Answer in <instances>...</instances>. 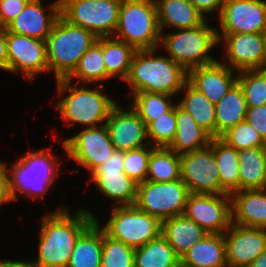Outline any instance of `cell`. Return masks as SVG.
Returning <instances> with one entry per match:
<instances>
[{
  "mask_svg": "<svg viewBox=\"0 0 266 267\" xmlns=\"http://www.w3.org/2000/svg\"><path fill=\"white\" fill-rule=\"evenodd\" d=\"M4 168V162H0V171Z\"/></svg>",
  "mask_w": 266,
  "mask_h": 267,
  "instance_id": "cell-51",
  "label": "cell"
},
{
  "mask_svg": "<svg viewBox=\"0 0 266 267\" xmlns=\"http://www.w3.org/2000/svg\"><path fill=\"white\" fill-rule=\"evenodd\" d=\"M218 20L221 34L266 33V1L225 0Z\"/></svg>",
  "mask_w": 266,
  "mask_h": 267,
  "instance_id": "cell-16",
  "label": "cell"
},
{
  "mask_svg": "<svg viewBox=\"0 0 266 267\" xmlns=\"http://www.w3.org/2000/svg\"><path fill=\"white\" fill-rule=\"evenodd\" d=\"M218 40L225 41L224 48L230 69L238 72L261 69L266 52V33L221 34L220 36L218 33Z\"/></svg>",
  "mask_w": 266,
  "mask_h": 267,
  "instance_id": "cell-17",
  "label": "cell"
},
{
  "mask_svg": "<svg viewBox=\"0 0 266 267\" xmlns=\"http://www.w3.org/2000/svg\"><path fill=\"white\" fill-rule=\"evenodd\" d=\"M134 102L129 103L148 126L160 116L169 112L175 104H171L172 96L164 93L138 92L132 94Z\"/></svg>",
  "mask_w": 266,
  "mask_h": 267,
  "instance_id": "cell-36",
  "label": "cell"
},
{
  "mask_svg": "<svg viewBox=\"0 0 266 267\" xmlns=\"http://www.w3.org/2000/svg\"><path fill=\"white\" fill-rule=\"evenodd\" d=\"M102 229L108 236L136 249L161 234L162 222L135 205L116 206Z\"/></svg>",
  "mask_w": 266,
  "mask_h": 267,
  "instance_id": "cell-9",
  "label": "cell"
},
{
  "mask_svg": "<svg viewBox=\"0 0 266 267\" xmlns=\"http://www.w3.org/2000/svg\"><path fill=\"white\" fill-rule=\"evenodd\" d=\"M56 81L58 95L65 93L68 89L70 92L57 104L62 120L70 122L69 124L73 122L82 124L86 126L85 128L98 127L99 123L107 121L111 110L117 104L107 95H103L99 89L70 87L71 81L66 78Z\"/></svg>",
  "mask_w": 266,
  "mask_h": 267,
  "instance_id": "cell-6",
  "label": "cell"
},
{
  "mask_svg": "<svg viewBox=\"0 0 266 267\" xmlns=\"http://www.w3.org/2000/svg\"><path fill=\"white\" fill-rule=\"evenodd\" d=\"M247 121L266 141V104L247 108Z\"/></svg>",
  "mask_w": 266,
  "mask_h": 267,
  "instance_id": "cell-43",
  "label": "cell"
},
{
  "mask_svg": "<svg viewBox=\"0 0 266 267\" xmlns=\"http://www.w3.org/2000/svg\"><path fill=\"white\" fill-rule=\"evenodd\" d=\"M129 111H123L116 104L104 123L109 131L111 142L116 150L129 151L143 146L147 137V126L136 111L130 107Z\"/></svg>",
  "mask_w": 266,
  "mask_h": 267,
  "instance_id": "cell-19",
  "label": "cell"
},
{
  "mask_svg": "<svg viewBox=\"0 0 266 267\" xmlns=\"http://www.w3.org/2000/svg\"><path fill=\"white\" fill-rule=\"evenodd\" d=\"M175 267H190V266H187L180 261Z\"/></svg>",
  "mask_w": 266,
  "mask_h": 267,
  "instance_id": "cell-50",
  "label": "cell"
},
{
  "mask_svg": "<svg viewBox=\"0 0 266 267\" xmlns=\"http://www.w3.org/2000/svg\"><path fill=\"white\" fill-rule=\"evenodd\" d=\"M209 145L214 150L221 188L230 195L239 191L238 151L220 137L212 138Z\"/></svg>",
  "mask_w": 266,
  "mask_h": 267,
  "instance_id": "cell-31",
  "label": "cell"
},
{
  "mask_svg": "<svg viewBox=\"0 0 266 267\" xmlns=\"http://www.w3.org/2000/svg\"><path fill=\"white\" fill-rule=\"evenodd\" d=\"M90 175L99 191L117 201V206L134 205L138 183L124 173V151L115 150Z\"/></svg>",
  "mask_w": 266,
  "mask_h": 267,
  "instance_id": "cell-14",
  "label": "cell"
},
{
  "mask_svg": "<svg viewBox=\"0 0 266 267\" xmlns=\"http://www.w3.org/2000/svg\"><path fill=\"white\" fill-rule=\"evenodd\" d=\"M0 267H37L33 261H1L0 260Z\"/></svg>",
  "mask_w": 266,
  "mask_h": 267,
  "instance_id": "cell-47",
  "label": "cell"
},
{
  "mask_svg": "<svg viewBox=\"0 0 266 267\" xmlns=\"http://www.w3.org/2000/svg\"><path fill=\"white\" fill-rule=\"evenodd\" d=\"M217 32L216 28H210L205 21L193 28L180 29L177 33H162L160 44L169 57L188 72L192 68L217 61L208 55L219 43Z\"/></svg>",
  "mask_w": 266,
  "mask_h": 267,
  "instance_id": "cell-5",
  "label": "cell"
},
{
  "mask_svg": "<svg viewBox=\"0 0 266 267\" xmlns=\"http://www.w3.org/2000/svg\"><path fill=\"white\" fill-rule=\"evenodd\" d=\"M161 234L181 258L187 250L200 242L208 233L193 220L179 215L162 221Z\"/></svg>",
  "mask_w": 266,
  "mask_h": 267,
  "instance_id": "cell-26",
  "label": "cell"
},
{
  "mask_svg": "<svg viewBox=\"0 0 266 267\" xmlns=\"http://www.w3.org/2000/svg\"><path fill=\"white\" fill-rule=\"evenodd\" d=\"M157 8L158 26L188 29L203 24L206 20L190 0H154Z\"/></svg>",
  "mask_w": 266,
  "mask_h": 267,
  "instance_id": "cell-23",
  "label": "cell"
},
{
  "mask_svg": "<svg viewBox=\"0 0 266 267\" xmlns=\"http://www.w3.org/2000/svg\"><path fill=\"white\" fill-rule=\"evenodd\" d=\"M233 71L228 65L216 61L190 69L187 81L210 102L217 104L237 83L238 77Z\"/></svg>",
  "mask_w": 266,
  "mask_h": 267,
  "instance_id": "cell-21",
  "label": "cell"
},
{
  "mask_svg": "<svg viewBox=\"0 0 266 267\" xmlns=\"http://www.w3.org/2000/svg\"><path fill=\"white\" fill-rule=\"evenodd\" d=\"M41 0H29L21 13L5 28L7 32L46 41L61 16L60 0L54 1L44 14Z\"/></svg>",
  "mask_w": 266,
  "mask_h": 267,
  "instance_id": "cell-20",
  "label": "cell"
},
{
  "mask_svg": "<svg viewBox=\"0 0 266 267\" xmlns=\"http://www.w3.org/2000/svg\"><path fill=\"white\" fill-rule=\"evenodd\" d=\"M96 40L92 32L60 16L46 39L48 68L54 70L55 80L67 78Z\"/></svg>",
  "mask_w": 266,
  "mask_h": 267,
  "instance_id": "cell-3",
  "label": "cell"
},
{
  "mask_svg": "<svg viewBox=\"0 0 266 267\" xmlns=\"http://www.w3.org/2000/svg\"><path fill=\"white\" fill-rule=\"evenodd\" d=\"M181 180L190 193L227 194L220 185L217 161L213 148H205L180 155Z\"/></svg>",
  "mask_w": 266,
  "mask_h": 267,
  "instance_id": "cell-12",
  "label": "cell"
},
{
  "mask_svg": "<svg viewBox=\"0 0 266 267\" xmlns=\"http://www.w3.org/2000/svg\"><path fill=\"white\" fill-rule=\"evenodd\" d=\"M224 239L228 267H249L266 250V229L232 223Z\"/></svg>",
  "mask_w": 266,
  "mask_h": 267,
  "instance_id": "cell-18",
  "label": "cell"
},
{
  "mask_svg": "<svg viewBox=\"0 0 266 267\" xmlns=\"http://www.w3.org/2000/svg\"><path fill=\"white\" fill-rule=\"evenodd\" d=\"M48 151L28 152L9 170L11 174L10 187L14 200H17L16 190L31 198L44 195L48 188L53 185L56 178L58 163L55 156ZM56 170V171H55Z\"/></svg>",
  "mask_w": 266,
  "mask_h": 267,
  "instance_id": "cell-7",
  "label": "cell"
},
{
  "mask_svg": "<svg viewBox=\"0 0 266 267\" xmlns=\"http://www.w3.org/2000/svg\"><path fill=\"white\" fill-rule=\"evenodd\" d=\"M74 78L80 80L84 85L110 78L107 75L103 59V37L97 38L66 79L72 81Z\"/></svg>",
  "mask_w": 266,
  "mask_h": 267,
  "instance_id": "cell-34",
  "label": "cell"
},
{
  "mask_svg": "<svg viewBox=\"0 0 266 267\" xmlns=\"http://www.w3.org/2000/svg\"><path fill=\"white\" fill-rule=\"evenodd\" d=\"M179 262L180 257L162 234L135 249L134 267H175Z\"/></svg>",
  "mask_w": 266,
  "mask_h": 267,
  "instance_id": "cell-32",
  "label": "cell"
},
{
  "mask_svg": "<svg viewBox=\"0 0 266 267\" xmlns=\"http://www.w3.org/2000/svg\"><path fill=\"white\" fill-rule=\"evenodd\" d=\"M95 221L94 215L80 209L70 215L63 207L42 219L37 267H67L78 237Z\"/></svg>",
  "mask_w": 266,
  "mask_h": 267,
  "instance_id": "cell-1",
  "label": "cell"
},
{
  "mask_svg": "<svg viewBox=\"0 0 266 267\" xmlns=\"http://www.w3.org/2000/svg\"><path fill=\"white\" fill-rule=\"evenodd\" d=\"M249 267H266V250L260 254Z\"/></svg>",
  "mask_w": 266,
  "mask_h": 267,
  "instance_id": "cell-48",
  "label": "cell"
},
{
  "mask_svg": "<svg viewBox=\"0 0 266 267\" xmlns=\"http://www.w3.org/2000/svg\"><path fill=\"white\" fill-rule=\"evenodd\" d=\"M196 9L204 16L218 10L220 16L225 0H190Z\"/></svg>",
  "mask_w": 266,
  "mask_h": 267,
  "instance_id": "cell-44",
  "label": "cell"
},
{
  "mask_svg": "<svg viewBox=\"0 0 266 267\" xmlns=\"http://www.w3.org/2000/svg\"><path fill=\"white\" fill-rule=\"evenodd\" d=\"M122 0H60L61 16L92 32L97 38L113 37Z\"/></svg>",
  "mask_w": 266,
  "mask_h": 267,
  "instance_id": "cell-8",
  "label": "cell"
},
{
  "mask_svg": "<svg viewBox=\"0 0 266 267\" xmlns=\"http://www.w3.org/2000/svg\"><path fill=\"white\" fill-rule=\"evenodd\" d=\"M261 70H264V71H266V52H265V58H264V61H263V64H262Z\"/></svg>",
  "mask_w": 266,
  "mask_h": 267,
  "instance_id": "cell-49",
  "label": "cell"
},
{
  "mask_svg": "<svg viewBox=\"0 0 266 267\" xmlns=\"http://www.w3.org/2000/svg\"><path fill=\"white\" fill-rule=\"evenodd\" d=\"M237 77V83L243 90L247 108L266 104V71L243 70Z\"/></svg>",
  "mask_w": 266,
  "mask_h": 267,
  "instance_id": "cell-37",
  "label": "cell"
},
{
  "mask_svg": "<svg viewBox=\"0 0 266 267\" xmlns=\"http://www.w3.org/2000/svg\"><path fill=\"white\" fill-rule=\"evenodd\" d=\"M0 69L8 71L6 28L0 29Z\"/></svg>",
  "mask_w": 266,
  "mask_h": 267,
  "instance_id": "cell-46",
  "label": "cell"
},
{
  "mask_svg": "<svg viewBox=\"0 0 266 267\" xmlns=\"http://www.w3.org/2000/svg\"><path fill=\"white\" fill-rule=\"evenodd\" d=\"M149 147L150 144L148 147L124 151V173L138 184L146 181L149 158L155 148L152 144Z\"/></svg>",
  "mask_w": 266,
  "mask_h": 267,
  "instance_id": "cell-41",
  "label": "cell"
},
{
  "mask_svg": "<svg viewBox=\"0 0 266 267\" xmlns=\"http://www.w3.org/2000/svg\"><path fill=\"white\" fill-rule=\"evenodd\" d=\"M62 144L68 156L89 169L90 173L108 160L116 150L105 124L101 127L85 128Z\"/></svg>",
  "mask_w": 266,
  "mask_h": 267,
  "instance_id": "cell-13",
  "label": "cell"
},
{
  "mask_svg": "<svg viewBox=\"0 0 266 267\" xmlns=\"http://www.w3.org/2000/svg\"><path fill=\"white\" fill-rule=\"evenodd\" d=\"M135 249L108 236L102 229L101 267H134Z\"/></svg>",
  "mask_w": 266,
  "mask_h": 267,
  "instance_id": "cell-38",
  "label": "cell"
},
{
  "mask_svg": "<svg viewBox=\"0 0 266 267\" xmlns=\"http://www.w3.org/2000/svg\"><path fill=\"white\" fill-rule=\"evenodd\" d=\"M189 194L181 178L169 182L146 180L138 184L134 205L162 222L183 215Z\"/></svg>",
  "mask_w": 266,
  "mask_h": 267,
  "instance_id": "cell-10",
  "label": "cell"
},
{
  "mask_svg": "<svg viewBox=\"0 0 266 267\" xmlns=\"http://www.w3.org/2000/svg\"><path fill=\"white\" fill-rule=\"evenodd\" d=\"M231 200L233 224L266 229V189L235 191Z\"/></svg>",
  "mask_w": 266,
  "mask_h": 267,
  "instance_id": "cell-22",
  "label": "cell"
},
{
  "mask_svg": "<svg viewBox=\"0 0 266 267\" xmlns=\"http://www.w3.org/2000/svg\"><path fill=\"white\" fill-rule=\"evenodd\" d=\"M247 105L242 88L238 83L215 104L216 137H221L230 128L246 118Z\"/></svg>",
  "mask_w": 266,
  "mask_h": 267,
  "instance_id": "cell-29",
  "label": "cell"
},
{
  "mask_svg": "<svg viewBox=\"0 0 266 267\" xmlns=\"http://www.w3.org/2000/svg\"><path fill=\"white\" fill-rule=\"evenodd\" d=\"M29 0H0V22L6 27L25 8Z\"/></svg>",
  "mask_w": 266,
  "mask_h": 267,
  "instance_id": "cell-42",
  "label": "cell"
},
{
  "mask_svg": "<svg viewBox=\"0 0 266 267\" xmlns=\"http://www.w3.org/2000/svg\"><path fill=\"white\" fill-rule=\"evenodd\" d=\"M8 72H22L28 80L49 71L46 41L6 31Z\"/></svg>",
  "mask_w": 266,
  "mask_h": 267,
  "instance_id": "cell-15",
  "label": "cell"
},
{
  "mask_svg": "<svg viewBox=\"0 0 266 267\" xmlns=\"http://www.w3.org/2000/svg\"><path fill=\"white\" fill-rule=\"evenodd\" d=\"M180 178V155L169 148L155 147L149 158L146 180L169 182Z\"/></svg>",
  "mask_w": 266,
  "mask_h": 267,
  "instance_id": "cell-35",
  "label": "cell"
},
{
  "mask_svg": "<svg viewBox=\"0 0 266 267\" xmlns=\"http://www.w3.org/2000/svg\"><path fill=\"white\" fill-rule=\"evenodd\" d=\"M114 38L136 50L157 49L161 42L154 0H122Z\"/></svg>",
  "mask_w": 266,
  "mask_h": 267,
  "instance_id": "cell-4",
  "label": "cell"
},
{
  "mask_svg": "<svg viewBox=\"0 0 266 267\" xmlns=\"http://www.w3.org/2000/svg\"><path fill=\"white\" fill-rule=\"evenodd\" d=\"M220 138L237 151L266 146L262 136L245 120L230 128Z\"/></svg>",
  "mask_w": 266,
  "mask_h": 267,
  "instance_id": "cell-40",
  "label": "cell"
},
{
  "mask_svg": "<svg viewBox=\"0 0 266 267\" xmlns=\"http://www.w3.org/2000/svg\"><path fill=\"white\" fill-rule=\"evenodd\" d=\"M183 215L208 234H224L232 224L231 195L190 193Z\"/></svg>",
  "mask_w": 266,
  "mask_h": 267,
  "instance_id": "cell-11",
  "label": "cell"
},
{
  "mask_svg": "<svg viewBox=\"0 0 266 267\" xmlns=\"http://www.w3.org/2000/svg\"><path fill=\"white\" fill-rule=\"evenodd\" d=\"M95 221L78 237L67 267H101L102 228Z\"/></svg>",
  "mask_w": 266,
  "mask_h": 267,
  "instance_id": "cell-28",
  "label": "cell"
},
{
  "mask_svg": "<svg viewBox=\"0 0 266 267\" xmlns=\"http://www.w3.org/2000/svg\"><path fill=\"white\" fill-rule=\"evenodd\" d=\"M182 89L186 90L185 97L178 105L187 111L212 138H216L215 104L210 102L203 93L199 92L188 81Z\"/></svg>",
  "mask_w": 266,
  "mask_h": 267,
  "instance_id": "cell-30",
  "label": "cell"
},
{
  "mask_svg": "<svg viewBox=\"0 0 266 267\" xmlns=\"http://www.w3.org/2000/svg\"><path fill=\"white\" fill-rule=\"evenodd\" d=\"M7 164L4 163V168L0 171V205L7 203L11 200L14 201L11 187H10V179L7 174Z\"/></svg>",
  "mask_w": 266,
  "mask_h": 267,
  "instance_id": "cell-45",
  "label": "cell"
},
{
  "mask_svg": "<svg viewBox=\"0 0 266 267\" xmlns=\"http://www.w3.org/2000/svg\"><path fill=\"white\" fill-rule=\"evenodd\" d=\"M239 191L266 189V146L238 151Z\"/></svg>",
  "mask_w": 266,
  "mask_h": 267,
  "instance_id": "cell-27",
  "label": "cell"
},
{
  "mask_svg": "<svg viewBox=\"0 0 266 267\" xmlns=\"http://www.w3.org/2000/svg\"><path fill=\"white\" fill-rule=\"evenodd\" d=\"M136 49L114 37H103V59L109 77L120 76L125 81L129 75Z\"/></svg>",
  "mask_w": 266,
  "mask_h": 267,
  "instance_id": "cell-33",
  "label": "cell"
},
{
  "mask_svg": "<svg viewBox=\"0 0 266 267\" xmlns=\"http://www.w3.org/2000/svg\"><path fill=\"white\" fill-rule=\"evenodd\" d=\"M176 118L177 131L169 149L182 155L205 148L210 144L212 137L179 105H176Z\"/></svg>",
  "mask_w": 266,
  "mask_h": 267,
  "instance_id": "cell-25",
  "label": "cell"
},
{
  "mask_svg": "<svg viewBox=\"0 0 266 267\" xmlns=\"http://www.w3.org/2000/svg\"><path fill=\"white\" fill-rule=\"evenodd\" d=\"M177 131L176 105L166 114L160 116L147 126L149 144L153 147L168 148L173 142ZM152 141V142H151Z\"/></svg>",
  "mask_w": 266,
  "mask_h": 267,
  "instance_id": "cell-39",
  "label": "cell"
},
{
  "mask_svg": "<svg viewBox=\"0 0 266 267\" xmlns=\"http://www.w3.org/2000/svg\"><path fill=\"white\" fill-rule=\"evenodd\" d=\"M180 261L190 267H228L224 234H207Z\"/></svg>",
  "mask_w": 266,
  "mask_h": 267,
  "instance_id": "cell-24",
  "label": "cell"
},
{
  "mask_svg": "<svg viewBox=\"0 0 266 267\" xmlns=\"http://www.w3.org/2000/svg\"><path fill=\"white\" fill-rule=\"evenodd\" d=\"M157 49L136 50L125 81L138 92L180 93L188 80V72L170 57L155 56Z\"/></svg>",
  "mask_w": 266,
  "mask_h": 267,
  "instance_id": "cell-2",
  "label": "cell"
}]
</instances>
